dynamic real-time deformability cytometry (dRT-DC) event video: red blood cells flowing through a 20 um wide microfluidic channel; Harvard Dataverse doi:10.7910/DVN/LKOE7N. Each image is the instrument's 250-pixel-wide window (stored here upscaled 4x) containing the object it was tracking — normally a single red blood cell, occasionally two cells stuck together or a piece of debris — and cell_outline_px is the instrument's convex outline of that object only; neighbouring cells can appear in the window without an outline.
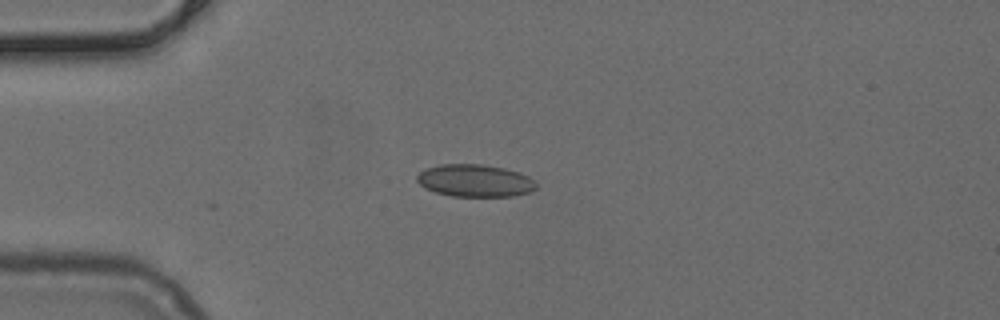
{"species": "common noctule bat (a hibernating species)", "species_latin": "Nyctalus noctula", "temperature_condition": "cold", "stored_images_in_passage": 2, "camera_frame_rate_fps": 3000, "um_per_image_px": 0.085, "animal": {"sex": "female", "body_mass_g": 24.6, "forearm_length_mm": 56.2}, "frame": {"image": 1, "passage_image": 2, "time_ms": 0.333, "image_size_px": [1000, 320], "cell_outline_px": [[536, 188], [528, 192], [512, 196], [452, 196], [436, 192], [424, 188], [416, 180], [416, 176], [420, 172], [428, 168], [440, 164], [484, 164], [504, 168], [520, 172], [528, 176], [536, 184]], "centroid_in_image_um": [40.35, 15.35], "position_along_channel_um": 44.6, "area_um2": 22.43}}